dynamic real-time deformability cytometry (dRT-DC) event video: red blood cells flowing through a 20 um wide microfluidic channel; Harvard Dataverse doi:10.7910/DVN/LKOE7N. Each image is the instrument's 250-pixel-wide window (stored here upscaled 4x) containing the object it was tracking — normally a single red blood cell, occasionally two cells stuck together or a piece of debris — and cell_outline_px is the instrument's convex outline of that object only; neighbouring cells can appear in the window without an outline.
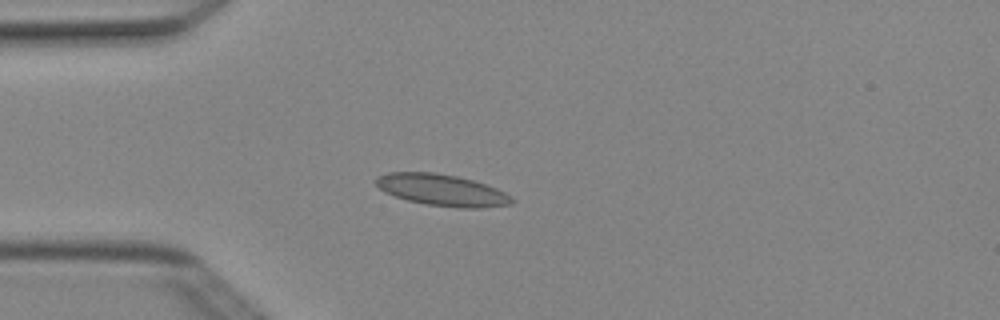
{"species": "Egyptian fruit bat (a non-hibernating species)", "species_latin": "Rousettus aegyptiacus", "temperature_condition": "cold", "stored_images_in_passage": 3, "camera_frame_rate_fps": 3000, "um_per_image_px": 0.085, "animal": {"sex": "female"}, "frame": {"image": 1, "passage_image": 3, "time_ms": 0.667, "image_size_px": [1000, 320], "cell_outline_px": [[516, 200], [512, 204], [480, 208], [460, 208], [428, 204], [408, 200], [384, 192], [376, 184], [376, 176], [388, 172], [432, 172], [456, 176], [472, 180], [496, 188], [512, 196]], "centroid_in_image_um": [37.58, 16.15], "position_along_channel_um": 47.4, "area_um2": 24.85}}